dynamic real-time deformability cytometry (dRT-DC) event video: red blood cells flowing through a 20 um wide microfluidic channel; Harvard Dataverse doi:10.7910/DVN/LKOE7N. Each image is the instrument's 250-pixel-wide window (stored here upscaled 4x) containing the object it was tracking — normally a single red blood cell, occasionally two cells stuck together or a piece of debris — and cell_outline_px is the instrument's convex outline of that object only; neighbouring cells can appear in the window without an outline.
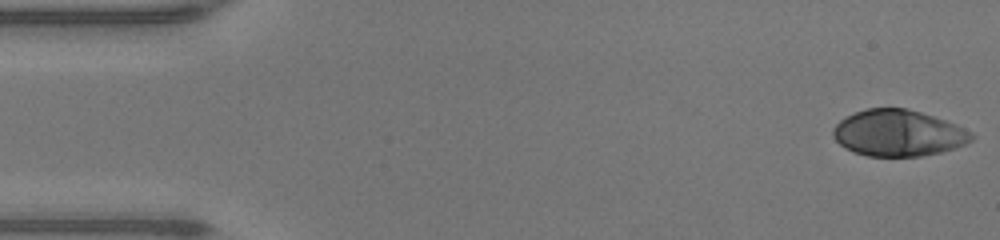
{"species": "human", "species_latin": "Homo sapiens", "temperature_condition": "warm", "stored_images_in_passage": 47, "camera_frame_rate_fps": 3000, "um_per_image_px": 0.085, "donor": {"sex": "male"}, "frame": {"image": 1, "passage_image": 1, "time_ms": 0.0, "image_size_px": [1000, 240], "cell_outline_px": [[976, 136], [972, 140], [964, 144], [940, 152], [920, 156], [868, 156], [852, 152], [844, 148], [832, 136], [832, 128], [840, 120], [856, 112], [868, 108], [904, 108], [920, 112], [956, 124], [972, 132]], "centroid_in_image_um": [76.33, 11.32], "position_along_channel_um": 8.7, "area_um2": 37.22}}
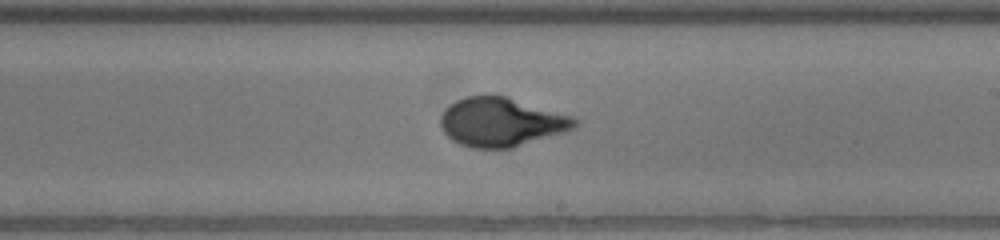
{"frame": {"image": 2, "passage_image": 27, "time_ms": 8.667, "image_size_px": [1000, 240], "cell_outline_px": [[580, 120], [576, 128], [564, 132], [512, 148], [472, 148], [460, 144], [452, 140], [444, 132], [440, 124], [440, 116], [444, 108], [456, 100], [468, 96], [504, 96], [572, 116]], "centroid_in_image_um": [42.6, 10.39], "position_along_channel_um": 246.4, "area_um2": 38.03}}
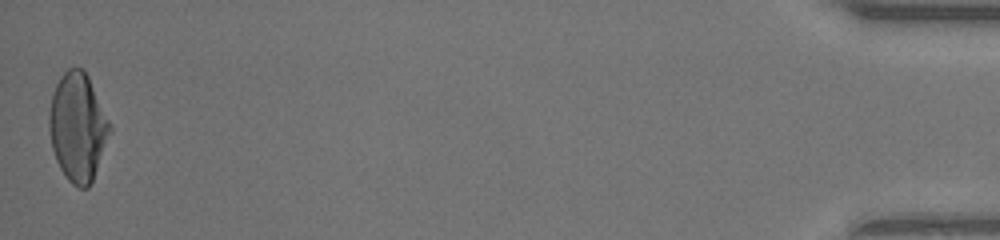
{"frame": {"image": 3, "passage_image": 47, "time_ms": 15.333, "image_size_px": [1000, 240], "cell_outline_px": [[112, 132], [92, 180], [88, 188], [80, 188], [72, 184], [68, 180], [60, 168], [56, 160], [52, 148], [48, 128], [48, 116], [52, 96], [56, 84], [60, 76], [68, 68], [80, 68], [88, 76], [112, 124]], "centroid_in_image_um": [6.62, 10.81], "position_along_channel_um": 428.6, "area_um2": 38.44}, "authors_computed_cell_mechanics": {"area_um2": 37.7434, "velocity_mm_per_s": 4.3158, "shape_relaxation_time_tau1_ms": 5.816, "shape_relaxation_time_tau2_ms": null, "deformation_change_tau1": 0.2871, "deformation_change_tau2": null}}